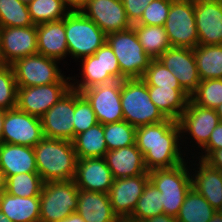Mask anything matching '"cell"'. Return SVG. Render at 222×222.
Returning <instances> with one entry per match:
<instances>
[{"instance_id":"48","label":"cell","mask_w":222,"mask_h":222,"mask_svg":"<svg viewBox=\"0 0 222 222\" xmlns=\"http://www.w3.org/2000/svg\"><path fill=\"white\" fill-rule=\"evenodd\" d=\"M58 222H85V221L82 219V217L77 212H74L71 215L67 216L66 218H64Z\"/></svg>"},{"instance_id":"10","label":"cell","mask_w":222,"mask_h":222,"mask_svg":"<svg viewBox=\"0 0 222 222\" xmlns=\"http://www.w3.org/2000/svg\"><path fill=\"white\" fill-rule=\"evenodd\" d=\"M63 63L42 54H34L16 60L11 64L18 87L41 86L56 82H70L59 65Z\"/></svg>"},{"instance_id":"33","label":"cell","mask_w":222,"mask_h":222,"mask_svg":"<svg viewBox=\"0 0 222 222\" xmlns=\"http://www.w3.org/2000/svg\"><path fill=\"white\" fill-rule=\"evenodd\" d=\"M160 214H163L161 192L149 180L137 201L131 217L126 222H141Z\"/></svg>"},{"instance_id":"50","label":"cell","mask_w":222,"mask_h":222,"mask_svg":"<svg viewBox=\"0 0 222 222\" xmlns=\"http://www.w3.org/2000/svg\"><path fill=\"white\" fill-rule=\"evenodd\" d=\"M6 191V177L4 172L0 169V195Z\"/></svg>"},{"instance_id":"22","label":"cell","mask_w":222,"mask_h":222,"mask_svg":"<svg viewBox=\"0 0 222 222\" xmlns=\"http://www.w3.org/2000/svg\"><path fill=\"white\" fill-rule=\"evenodd\" d=\"M74 182L78 189L109 193L114 178L104 158L77 160Z\"/></svg>"},{"instance_id":"46","label":"cell","mask_w":222,"mask_h":222,"mask_svg":"<svg viewBox=\"0 0 222 222\" xmlns=\"http://www.w3.org/2000/svg\"><path fill=\"white\" fill-rule=\"evenodd\" d=\"M141 222H178V221L175 216L167 215L163 213V214L151 217V218H147Z\"/></svg>"},{"instance_id":"13","label":"cell","mask_w":222,"mask_h":222,"mask_svg":"<svg viewBox=\"0 0 222 222\" xmlns=\"http://www.w3.org/2000/svg\"><path fill=\"white\" fill-rule=\"evenodd\" d=\"M90 103L98 123L124 120L121 107V81L100 84L80 92Z\"/></svg>"},{"instance_id":"38","label":"cell","mask_w":222,"mask_h":222,"mask_svg":"<svg viewBox=\"0 0 222 222\" xmlns=\"http://www.w3.org/2000/svg\"><path fill=\"white\" fill-rule=\"evenodd\" d=\"M190 99L199 106L216 109L222 104V79L200 81L197 89L190 95Z\"/></svg>"},{"instance_id":"39","label":"cell","mask_w":222,"mask_h":222,"mask_svg":"<svg viewBox=\"0 0 222 222\" xmlns=\"http://www.w3.org/2000/svg\"><path fill=\"white\" fill-rule=\"evenodd\" d=\"M142 80L147 86H159L162 88L183 89L176 76L168 70L158 59H152L144 73Z\"/></svg>"},{"instance_id":"30","label":"cell","mask_w":222,"mask_h":222,"mask_svg":"<svg viewBox=\"0 0 222 222\" xmlns=\"http://www.w3.org/2000/svg\"><path fill=\"white\" fill-rule=\"evenodd\" d=\"M193 53L201 81L222 79V45H198Z\"/></svg>"},{"instance_id":"23","label":"cell","mask_w":222,"mask_h":222,"mask_svg":"<svg viewBox=\"0 0 222 222\" xmlns=\"http://www.w3.org/2000/svg\"><path fill=\"white\" fill-rule=\"evenodd\" d=\"M37 50L39 54L66 63L64 59L69 57L65 17L59 21L46 22L36 25Z\"/></svg>"},{"instance_id":"14","label":"cell","mask_w":222,"mask_h":222,"mask_svg":"<svg viewBox=\"0 0 222 222\" xmlns=\"http://www.w3.org/2000/svg\"><path fill=\"white\" fill-rule=\"evenodd\" d=\"M44 138L40 117L17 108L6 110L3 143L34 147Z\"/></svg>"},{"instance_id":"6","label":"cell","mask_w":222,"mask_h":222,"mask_svg":"<svg viewBox=\"0 0 222 222\" xmlns=\"http://www.w3.org/2000/svg\"><path fill=\"white\" fill-rule=\"evenodd\" d=\"M106 42L118 60L121 81L142 79L153 58L144 51L133 27L106 35Z\"/></svg>"},{"instance_id":"5","label":"cell","mask_w":222,"mask_h":222,"mask_svg":"<svg viewBox=\"0 0 222 222\" xmlns=\"http://www.w3.org/2000/svg\"><path fill=\"white\" fill-rule=\"evenodd\" d=\"M80 76H70L71 89L81 92L96 85L121 81V71L118 60L107 42L93 55L80 59ZM78 77V79H77ZM80 78V80H79Z\"/></svg>"},{"instance_id":"42","label":"cell","mask_w":222,"mask_h":222,"mask_svg":"<svg viewBox=\"0 0 222 222\" xmlns=\"http://www.w3.org/2000/svg\"><path fill=\"white\" fill-rule=\"evenodd\" d=\"M173 0H154L143 11L136 24L164 26Z\"/></svg>"},{"instance_id":"41","label":"cell","mask_w":222,"mask_h":222,"mask_svg":"<svg viewBox=\"0 0 222 222\" xmlns=\"http://www.w3.org/2000/svg\"><path fill=\"white\" fill-rule=\"evenodd\" d=\"M17 90L13 68L7 65L0 71V108L5 110L16 108Z\"/></svg>"},{"instance_id":"20","label":"cell","mask_w":222,"mask_h":222,"mask_svg":"<svg viewBox=\"0 0 222 222\" xmlns=\"http://www.w3.org/2000/svg\"><path fill=\"white\" fill-rule=\"evenodd\" d=\"M80 11L106 35L132 27L121 0H91Z\"/></svg>"},{"instance_id":"55","label":"cell","mask_w":222,"mask_h":222,"mask_svg":"<svg viewBox=\"0 0 222 222\" xmlns=\"http://www.w3.org/2000/svg\"><path fill=\"white\" fill-rule=\"evenodd\" d=\"M19 1H21V2H23V3L28 5L32 0H19Z\"/></svg>"},{"instance_id":"43","label":"cell","mask_w":222,"mask_h":222,"mask_svg":"<svg viewBox=\"0 0 222 222\" xmlns=\"http://www.w3.org/2000/svg\"><path fill=\"white\" fill-rule=\"evenodd\" d=\"M125 9L128 21L131 25L136 24L145 8L154 0H121Z\"/></svg>"},{"instance_id":"21","label":"cell","mask_w":222,"mask_h":222,"mask_svg":"<svg viewBox=\"0 0 222 222\" xmlns=\"http://www.w3.org/2000/svg\"><path fill=\"white\" fill-rule=\"evenodd\" d=\"M187 158L188 161L191 162H189V166L191 170L192 187L201 194L216 211L220 210L222 207V172L195 156ZM196 161L199 162L197 163Z\"/></svg>"},{"instance_id":"18","label":"cell","mask_w":222,"mask_h":222,"mask_svg":"<svg viewBox=\"0 0 222 222\" xmlns=\"http://www.w3.org/2000/svg\"><path fill=\"white\" fill-rule=\"evenodd\" d=\"M0 52L7 65L37 54L36 26L0 28Z\"/></svg>"},{"instance_id":"11","label":"cell","mask_w":222,"mask_h":222,"mask_svg":"<svg viewBox=\"0 0 222 222\" xmlns=\"http://www.w3.org/2000/svg\"><path fill=\"white\" fill-rule=\"evenodd\" d=\"M163 27L172 47L198 46L194 0H173Z\"/></svg>"},{"instance_id":"49","label":"cell","mask_w":222,"mask_h":222,"mask_svg":"<svg viewBox=\"0 0 222 222\" xmlns=\"http://www.w3.org/2000/svg\"><path fill=\"white\" fill-rule=\"evenodd\" d=\"M6 110L0 108V144L3 143V124Z\"/></svg>"},{"instance_id":"25","label":"cell","mask_w":222,"mask_h":222,"mask_svg":"<svg viewBox=\"0 0 222 222\" xmlns=\"http://www.w3.org/2000/svg\"><path fill=\"white\" fill-rule=\"evenodd\" d=\"M0 169L6 179L22 173H38L33 147L1 143Z\"/></svg>"},{"instance_id":"19","label":"cell","mask_w":222,"mask_h":222,"mask_svg":"<svg viewBox=\"0 0 222 222\" xmlns=\"http://www.w3.org/2000/svg\"><path fill=\"white\" fill-rule=\"evenodd\" d=\"M198 45H222V0H194Z\"/></svg>"},{"instance_id":"37","label":"cell","mask_w":222,"mask_h":222,"mask_svg":"<svg viewBox=\"0 0 222 222\" xmlns=\"http://www.w3.org/2000/svg\"><path fill=\"white\" fill-rule=\"evenodd\" d=\"M44 182L38 173H22L6 179V192L20 197L40 196Z\"/></svg>"},{"instance_id":"35","label":"cell","mask_w":222,"mask_h":222,"mask_svg":"<svg viewBox=\"0 0 222 222\" xmlns=\"http://www.w3.org/2000/svg\"><path fill=\"white\" fill-rule=\"evenodd\" d=\"M36 26L28 5L19 0H0V28Z\"/></svg>"},{"instance_id":"32","label":"cell","mask_w":222,"mask_h":222,"mask_svg":"<svg viewBox=\"0 0 222 222\" xmlns=\"http://www.w3.org/2000/svg\"><path fill=\"white\" fill-rule=\"evenodd\" d=\"M215 212L209 202L192 187L176 218L178 222H208Z\"/></svg>"},{"instance_id":"1","label":"cell","mask_w":222,"mask_h":222,"mask_svg":"<svg viewBox=\"0 0 222 222\" xmlns=\"http://www.w3.org/2000/svg\"><path fill=\"white\" fill-rule=\"evenodd\" d=\"M136 145L144 156L148 172L173 168L187 161L180 146V127L174 119L166 118L159 123L136 127Z\"/></svg>"},{"instance_id":"2","label":"cell","mask_w":222,"mask_h":222,"mask_svg":"<svg viewBox=\"0 0 222 222\" xmlns=\"http://www.w3.org/2000/svg\"><path fill=\"white\" fill-rule=\"evenodd\" d=\"M33 148L37 171L44 183L74 179L78 158L73 141L44 137Z\"/></svg>"},{"instance_id":"8","label":"cell","mask_w":222,"mask_h":222,"mask_svg":"<svg viewBox=\"0 0 222 222\" xmlns=\"http://www.w3.org/2000/svg\"><path fill=\"white\" fill-rule=\"evenodd\" d=\"M65 32L69 57L74 62L93 55L106 42V34L81 11L65 16Z\"/></svg>"},{"instance_id":"28","label":"cell","mask_w":222,"mask_h":222,"mask_svg":"<svg viewBox=\"0 0 222 222\" xmlns=\"http://www.w3.org/2000/svg\"><path fill=\"white\" fill-rule=\"evenodd\" d=\"M151 101L166 118L178 120L185 111L190 95L184 89L147 86Z\"/></svg>"},{"instance_id":"51","label":"cell","mask_w":222,"mask_h":222,"mask_svg":"<svg viewBox=\"0 0 222 222\" xmlns=\"http://www.w3.org/2000/svg\"><path fill=\"white\" fill-rule=\"evenodd\" d=\"M208 222H222V212L220 210L216 211Z\"/></svg>"},{"instance_id":"9","label":"cell","mask_w":222,"mask_h":222,"mask_svg":"<svg viewBox=\"0 0 222 222\" xmlns=\"http://www.w3.org/2000/svg\"><path fill=\"white\" fill-rule=\"evenodd\" d=\"M78 187L74 180L48 181L40 198V222H58L77 211Z\"/></svg>"},{"instance_id":"26","label":"cell","mask_w":222,"mask_h":222,"mask_svg":"<svg viewBox=\"0 0 222 222\" xmlns=\"http://www.w3.org/2000/svg\"><path fill=\"white\" fill-rule=\"evenodd\" d=\"M76 212L85 222H121L112 210L108 193L79 189Z\"/></svg>"},{"instance_id":"4","label":"cell","mask_w":222,"mask_h":222,"mask_svg":"<svg viewBox=\"0 0 222 222\" xmlns=\"http://www.w3.org/2000/svg\"><path fill=\"white\" fill-rule=\"evenodd\" d=\"M187 162L173 167L149 171V180L161 192L163 213L177 216L185 197L192 188L190 166Z\"/></svg>"},{"instance_id":"47","label":"cell","mask_w":222,"mask_h":222,"mask_svg":"<svg viewBox=\"0 0 222 222\" xmlns=\"http://www.w3.org/2000/svg\"><path fill=\"white\" fill-rule=\"evenodd\" d=\"M91 0H66L67 5L71 11H80Z\"/></svg>"},{"instance_id":"44","label":"cell","mask_w":222,"mask_h":222,"mask_svg":"<svg viewBox=\"0 0 222 222\" xmlns=\"http://www.w3.org/2000/svg\"><path fill=\"white\" fill-rule=\"evenodd\" d=\"M222 149V121L212 131L208 142L196 153V158L204 160L211 152ZM198 154V155H197Z\"/></svg>"},{"instance_id":"12","label":"cell","mask_w":222,"mask_h":222,"mask_svg":"<svg viewBox=\"0 0 222 222\" xmlns=\"http://www.w3.org/2000/svg\"><path fill=\"white\" fill-rule=\"evenodd\" d=\"M70 89L71 82H56L41 86L18 87L16 108L41 118Z\"/></svg>"},{"instance_id":"45","label":"cell","mask_w":222,"mask_h":222,"mask_svg":"<svg viewBox=\"0 0 222 222\" xmlns=\"http://www.w3.org/2000/svg\"><path fill=\"white\" fill-rule=\"evenodd\" d=\"M204 161L222 172V149L211 152Z\"/></svg>"},{"instance_id":"40","label":"cell","mask_w":222,"mask_h":222,"mask_svg":"<svg viewBox=\"0 0 222 222\" xmlns=\"http://www.w3.org/2000/svg\"><path fill=\"white\" fill-rule=\"evenodd\" d=\"M97 123L96 115L90 103L79 91L74 90V138Z\"/></svg>"},{"instance_id":"54","label":"cell","mask_w":222,"mask_h":222,"mask_svg":"<svg viewBox=\"0 0 222 222\" xmlns=\"http://www.w3.org/2000/svg\"><path fill=\"white\" fill-rule=\"evenodd\" d=\"M216 113L218 114L220 121H222V104L219 105L216 109Z\"/></svg>"},{"instance_id":"29","label":"cell","mask_w":222,"mask_h":222,"mask_svg":"<svg viewBox=\"0 0 222 222\" xmlns=\"http://www.w3.org/2000/svg\"><path fill=\"white\" fill-rule=\"evenodd\" d=\"M73 145L78 159L104 158L108 149L104 138L103 124L97 123L76 135Z\"/></svg>"},{"instance_id":"31","label":"cell","mask_w":222,"mask_h":222,"mask_svg":"<svg viewBox=\"0 0 222 222\" xmlns=\"http://www.w3.org/2000/svg\"><path fill=\"white\" fill-rule=\"evenodd\" d=\"M132 27L144 51L151 58L157 59L172 47L163 26L133 24Z\"/></svg>"},{"instance_id":"53","label":"cell","mask_w":222,"mask_h":222,"mask_svg":"<svg viewBox=\"0 0 222 222\" xmlns=\"http://www.w3.org/2000/svg\"><path fill=\"white\" fill-rule=\"evenodd\" d=\"M7 66V64L5 63V61L3 60L2 54L0 52V71L2 69H4Z\"/></svg>"},{"instance_id":"7","label":"cell","mask_w":222,"mask_h":222,"mask_svg":"<svg viewBox=\"0 0 222 222\" xmlns=\"http://www.w3.org/2000/svg\"><path fill=\"white\" fill-rule=\"evenodd\" d=\"M177 122L180 127L181 146L183 147V151L187 157L190 153V157H192V155L194 156L195 153L208 142L212 131L219 124L220 118L215 109L199 106L190 99L185 111L180 115ZM187 139H189L190 142L189 140L187 142ZM188 143L190 145H188ZM186 146L191 147H188L190 148L188 149ZM192 149H194L195 152H191L193 151Z\"/></svg>"},{"instance_id":"17","label":"cell","mask_w":222,"mask_h":222,"mask_svg":"<svg viewBox=\"0 0 222 222\" xmlns=\"http://www.w3.org/2000/svg\"><path fill=\"white\" fill-rule=\"evenodd\" d=\"M157 59L172 71L189 95L197 89L201 80L192 48L171 47Z\"/></svg>"},{"instance_id":"3","label":"cell","mask_w":222,"mask_h":222,"mask_svg":"<svg viewBox=\"0 0 222 222\" xmlns=\"http://www.w3.org/2000/svg\"><path fill=\"white\" fill-rule=\"evenodd\" d=\"M121 107L124 121L134 127L159 123L166 119L151 101L148 87L142 79L121 81Z\"/></svg>"},{"instance_id":"16","label":"cell","mask_w":222,"mask_h":222,"mask_svg":"<svg viewBox=\"0 0 222 222\" xmlns=\"http://www.w3.org/2000/svg\"><path fill=\"white\" fill-rule=\"evenodd\" d=\"M148 181L149 175L114 179L108 194L112 210L121 222L131 217Z\"/></svg>"},{"instance_id":"15","label":"cell","mask_w":222,"mask_h":222,"mask_svg":"<svg viewBox=\"0 0 222 222\" xmlns=\"http://www.w3.org/2000/svg\"><path fill=\"white\" fill-rule=\"evenodd\" d=\"M44 137L74 140V90L70 89L41 118Z\"/></svg>"},{"instance_id":"24","label":"cell","mask_w":222,"mask_h":222,"mask_svg":"<svg viewBox=\"0 0 222 222\" xmlns=\"http://www.w3.org/2000/svg\"><path fill=\"white\" fill-rule=\"evenodd\" d=\"M104 159L114 179L149 175L144 163V156L136 144L107 151Z\"/></svg>"},{"instance_id":"27","label":"cell","mask_w":222,"mask_h":222,"mask_svg":"<svg viewBox=\"0 0 222 222\" xmlns=\"http://www.w3.org/2000/svg\"><path fill=\"white\" fill-rule=\"evenodd\" d=\"M0 210L12 222H40V198L10 195L6 191L0 195Z\"/></svg>"},{"instance_id":"36","label":"cell","mask_w":222,"mask_h":222,"mask_svg":"<svg viewBox=\"0 0 222 222\" xmlns=\"http://www.w3.org/2000/svg\"><path fill=\"white\" fill-rule=\"evenodd\" d=\"M103 126L108 151L136 144V127L127 121L107 123Z\"/></svg>"},{"instance_id":"34","label":"cell","mask_w":222,"mask_h":222,"mask_svg":"<svg viewBox=\"0 0 222 222\" xmlns=\"http://www.w3.org/2000/svg\"><path fill=\"white\" fill-rule=\"evenodd\" d=\"M28 9L34 25L62 20L71 11L66 0H32Z\"/></svg>"},{"instance_id":"52","label":"cell","mask_w":222,"mask_h":222,"mask_svg":"<svg viewBox=\"0 0 222 222\" xmlns=\"http://www.w3.org/2000/svg\"><path fill=\"white\" fill-rule=\"evenodd\" d=\"M0 222H12L6 215L0 210Z\"/></svg>"}]
</instances>
